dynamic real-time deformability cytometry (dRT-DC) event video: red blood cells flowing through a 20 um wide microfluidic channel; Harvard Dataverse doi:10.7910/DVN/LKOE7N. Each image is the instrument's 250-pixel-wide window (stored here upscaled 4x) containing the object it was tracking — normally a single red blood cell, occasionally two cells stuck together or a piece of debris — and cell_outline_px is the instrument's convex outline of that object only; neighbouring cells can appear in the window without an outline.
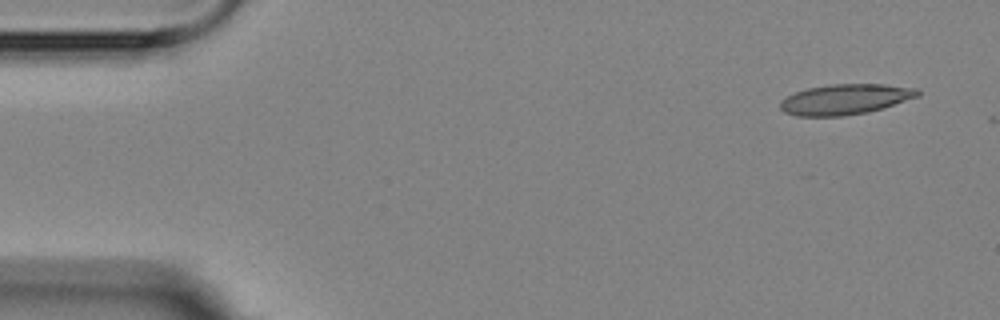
{"species": "Egyptian fruit bat (a non-hibernating species)", "species_latin": "Rousettus aegyptiacus", "temperature_condition": "room temperature", "stored_images_in_passage": 3, "camera_frame_rate_fps": 3000, "um_per_image_px": 0.085, "animal": {"sex": "female"}, "frame": {"image": 1, "passage_image": 1, "time_ms": 0.0, "image_size_px": [1000, 320], "cell_outline_px": [[920, 96], [884, 108], [868, 112], [844, 116], [796, 116], [784, 112], [780, 108], [780, 100], [796, 92], [808, 88], [832, 84], [884, 84], [920, 88]], "centroid_in_image_um": [71.89, 8.44], "position_along_channel_um": 13.1, "area_um2": 24.57}}